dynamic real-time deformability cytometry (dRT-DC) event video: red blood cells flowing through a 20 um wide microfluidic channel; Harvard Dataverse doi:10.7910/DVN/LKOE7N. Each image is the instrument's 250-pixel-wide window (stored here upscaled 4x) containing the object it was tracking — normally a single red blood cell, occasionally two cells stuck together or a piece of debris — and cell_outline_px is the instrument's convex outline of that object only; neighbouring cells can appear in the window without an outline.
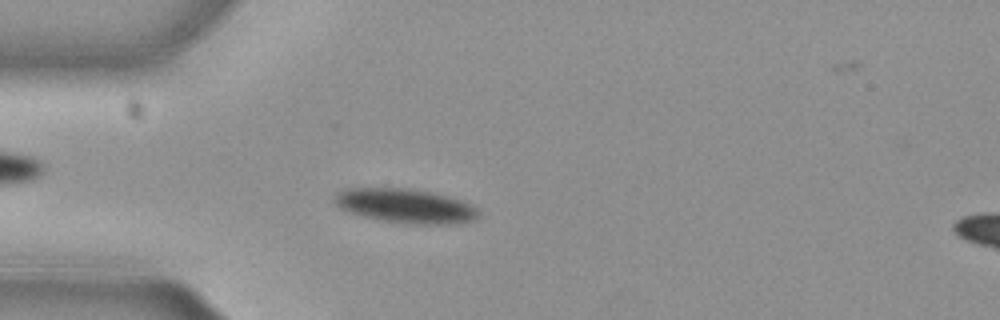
{"species": "common noctule bat (a hibernating species)", "species_latin": "Nyctalus noctula", "temperature_condition": "cold", "stored_images_in_passage": 53, "camera_frame_rate_fps": 3000, "um_per_image_px": 0.085, "animal": {"sex": "female", "body_mass_g": 29.2, "forearm_length_mm": 56.3}, "frame": {"image": 1, "passage_image": 14, "time_ms": 4.333, "image_size_px": [1000, 320], "cell_outline_px": [[480, 216], [476, 220], [460, 224], [412, 224], [380, 220], [360, 216], [348, 212], [340, 208], [332, 200], [332, 196], [344, 188], [408, 188], [432, 192], [464, 200], [472, 204], [480, 212]], "centroid_in_image_um": [34.49, 17.5], "position_along_channel_um": 50.5, "area_um2": 29.42}}
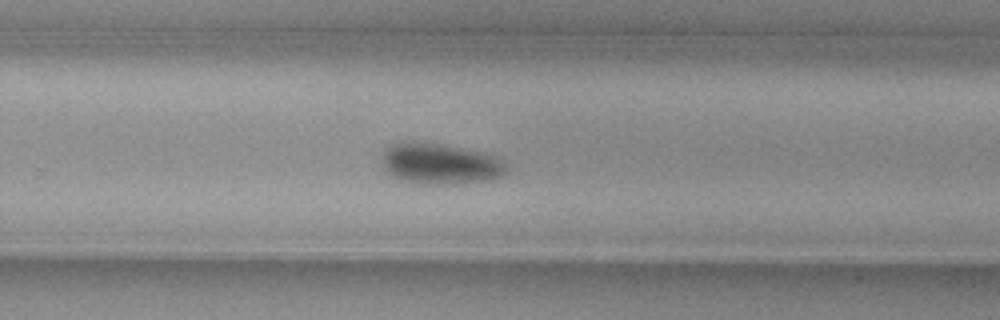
{"frame": {"image": 2, "passage_image": 34, "time_ms": 11.0, "image_size_px": [1000, 320], "cell_outline_px": [[508, 172], [504, 176], [492, 180], [456, 184], [420, 184], [400, 180], [392, 176], [384, 168], [380, 160], [384, 148], [388, 144], [404, 140], [416, 140], [444, 144], [496, 156], [508, 164]], "centroid_in_image_um": [37.38, 13.9], "position_along_channel_um": 292.4, "area_um2": 30.75}}
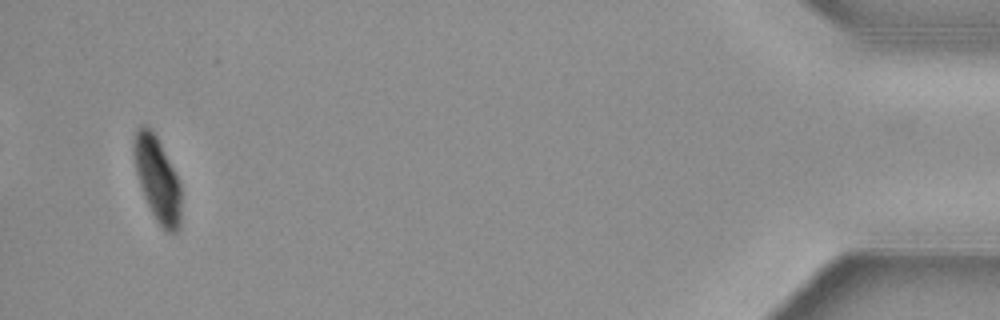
{"frame": {"image": 3, "passage_image": 51, "time_ms": 16.667, "image_size_px": [1000, 320], "cell_outline_px": [[180, 228], [176, 232], [164, 232], [156, 220], [144, 196], [136, 172], [132, 144], [136, 128], [140, 124], [144, 124], [156, 136], [180, 184]], "centroid_in_image_um": [13.35, 15.24], "position_along_channel_um": 421.8, "area_um2": 22.89}, "authors_computed_cell_mechanics": {"area_um2": 28.9, "velocity_mm_per_s": 3.803, "shape_relaxation_time_tau1_ms": 2.6012, "shape_relaxation_time_tau2_ms": null, "deformation_change_tau1": 0.1058, "deformation_change_tau2": null}}